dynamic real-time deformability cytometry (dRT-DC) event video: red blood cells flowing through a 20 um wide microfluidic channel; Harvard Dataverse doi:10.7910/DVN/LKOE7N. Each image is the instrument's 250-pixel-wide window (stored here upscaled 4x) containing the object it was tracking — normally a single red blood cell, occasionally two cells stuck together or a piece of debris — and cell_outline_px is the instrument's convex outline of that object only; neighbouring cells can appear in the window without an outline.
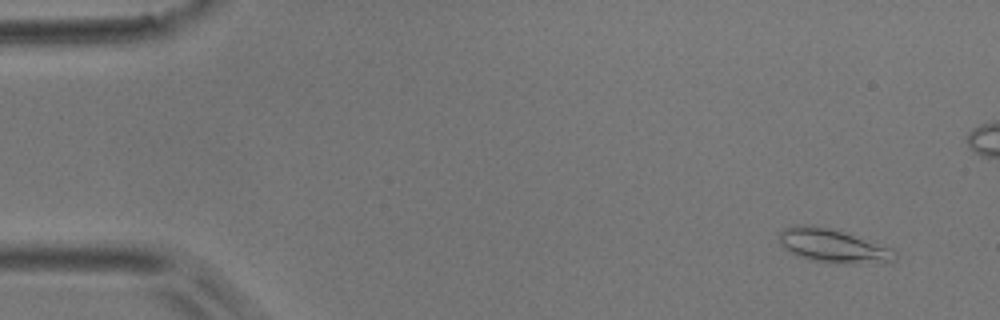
{"species": "common noctule bat (a hibernating species)", "species_latin": "Nyctalus noctula", "temperature_condition": "room temperature", "stored_images_in_passage": 56, "camera_frame_rate_fps": 3000, "um_per_image_px": 0.085, "animal": {"sex": "male", "body_mass_g": 17.9}, "frame": {"image": 1, "passage_image": 4, "time_ms": 1.0, "image_size_px": [1000, 320], "cell_outline_px": [[896, 260], [876, 264], [836, 264], [796, 256], [784, 248], [780, 244], [780, 232], [784, 228], [796, 224], [812, 224], [832, 228], [896, 248]], "centroid_in_image_um": [70.88, 20.89], "position_along_channel_um": 14.1, "area_um2": 23.41}}
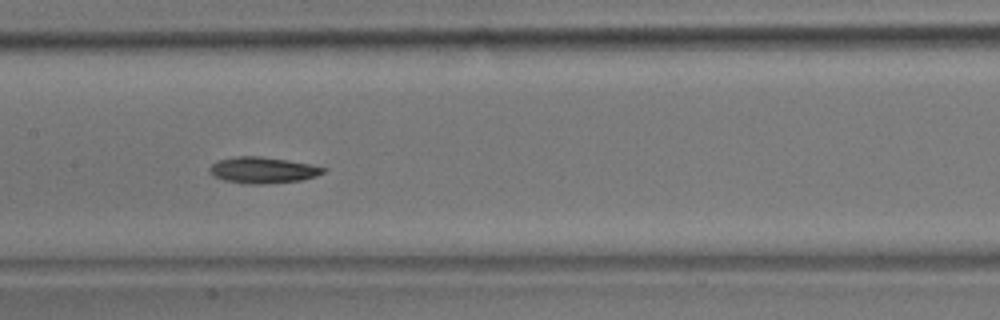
{"frame": {"image": 2, "passage_image": 27, "time_ms": 8.667, "image_size_px": [1000, 320], "cell_outline_px": [[328, 168], [324, 172], [316, 176], [300, 180], [264, 184], [248, 184], [224, 180], [216, 176], [208, 168], [212, 164], [220, 160], [236, 156], [260, 156], [312, 164]], "centroid_in_image_um": [22.38, 14.45], "position_along_channel_um": 185.0, "area_um2": 17.17}}
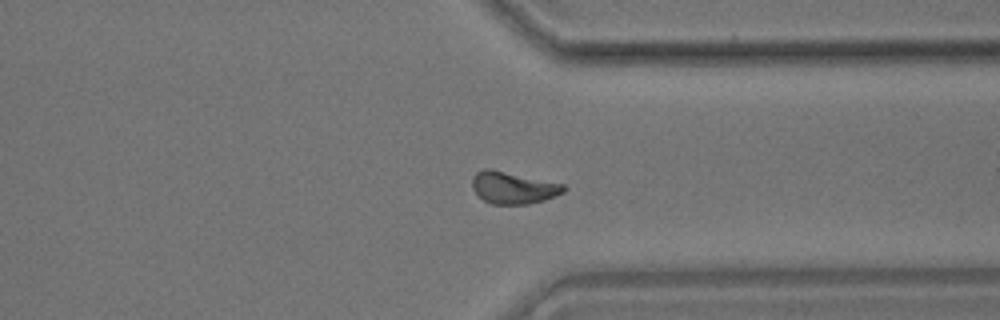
{"frame": {"image": 3, "passage_image": 42, "time_ms": 13.667, "image_size_px": [1000, 320], "cell_outline_px": [[568, 188], [564, 192], [556, 196], [544, 200], [528, 204], [492, 204], [484, 200], [472, 188], [472, 176], [476, 172], [484, 168], [492, 168], [564, 184]], "centroid_in_image_um": [43.63, 15.94], "position_along_channel_um": 367.8, "area_um2": 17.28}, "authors_computed_cell_mechanics": {"area_um2": 17.1377, "velocity_mm_per_s": 3.6721, "shape_relaxation_time_tau1_ms": 8.9283, "shape_relaxation_time_tau2_ms": null, "deformation_change_tau1": 0.1529, "deformation_change_tau2": null}}